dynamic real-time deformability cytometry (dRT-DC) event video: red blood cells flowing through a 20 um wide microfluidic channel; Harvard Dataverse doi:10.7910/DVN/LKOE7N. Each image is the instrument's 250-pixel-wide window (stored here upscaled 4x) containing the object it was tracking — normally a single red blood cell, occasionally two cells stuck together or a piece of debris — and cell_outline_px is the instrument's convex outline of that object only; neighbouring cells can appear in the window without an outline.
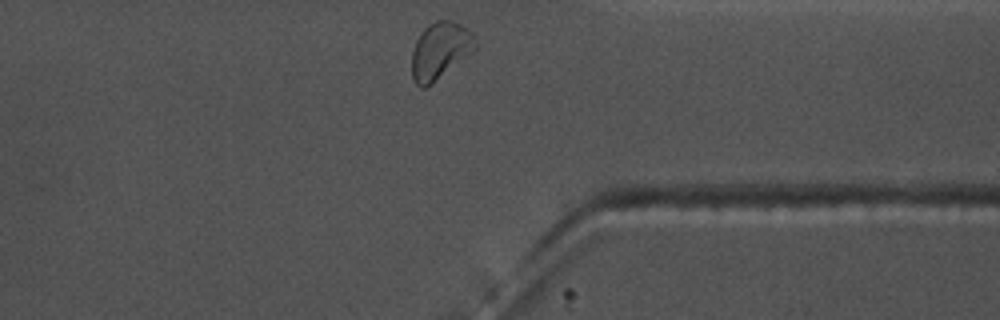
{"species": "common noctule bat (a hibernating species)", "species_latin": "Nyctalus noctula", "temperature_condition": "warm", "stored_images_in_passage": 29, "camera_frame_rate_fps": 3000, "um_per_image_px": 0.085, "animal": {"sex": "male", "body_mass_g": 17.5, "forearm_length_mm": 52.3}, "frame": {"image": 1, "passage_image": 29, "time_ms": 9.333, "image_size_px": [1000, 320], "cell_outline_px": [[476, 48], [472, 52], [428, 88], [420, 88], [416, 84], [412, 76], [412, 52], [416, 40], [420, 32], [428, 24], [436, 20], [452, 20], [460, 24], [472, 32], [476, 36]], "centroid_in_image_um": [37.4, 4.31], "position_along_channel_um": 374.0, "area_um2": 21.33}, "authors_computed_cell_mechanics": {"area_um2": 19.1896, "velocity_mm_per_s": 3.6471, "shape_relaxation_time_tau1_ms": 6.7672, "shape_relaxation_time_tau2_ms": 0.7538, "deformation_change_tau1": 0.1219, "deformation_change_tau2": 0.0444}}